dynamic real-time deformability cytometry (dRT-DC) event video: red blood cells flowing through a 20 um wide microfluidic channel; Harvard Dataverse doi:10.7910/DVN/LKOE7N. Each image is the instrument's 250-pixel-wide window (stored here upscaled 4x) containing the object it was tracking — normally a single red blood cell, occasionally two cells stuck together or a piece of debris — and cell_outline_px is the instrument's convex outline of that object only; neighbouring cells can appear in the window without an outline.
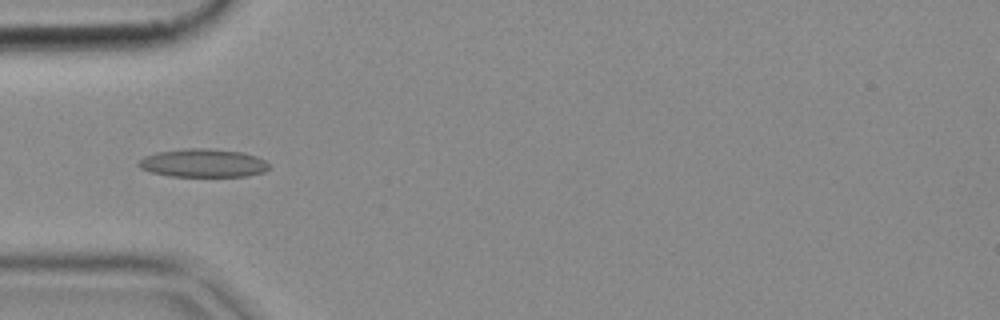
{"species": "common noctule bat (a hibernating species)", "species_latin": "Nyctalus noctula", "temperature_condition": "cold", "stored_images_in_passage": 3, "camera_frame_rate_fps": 3000, "um_per_image_px": 0.085, "animal": {"sex": "female", "body_mass_g": 18.4}, "frame": {"image": 1, "passage_image": 1, "time_ms": 0.0, "image_size_px": [1000, 320], "cell_outline_px": [[268, 168], [264, 172], [248, 176], [172, 176], [152, 172], [140, 168], [136, 164], [144, 156], [156, 152], [184, 148], [212, 148], [244, 152], [256, 156], [264, 160], [268, 164]], "centroid_in_image_um": [17.26, 13.84], "position_along_channel_um": 67.7, "area_um2": 21.62}}